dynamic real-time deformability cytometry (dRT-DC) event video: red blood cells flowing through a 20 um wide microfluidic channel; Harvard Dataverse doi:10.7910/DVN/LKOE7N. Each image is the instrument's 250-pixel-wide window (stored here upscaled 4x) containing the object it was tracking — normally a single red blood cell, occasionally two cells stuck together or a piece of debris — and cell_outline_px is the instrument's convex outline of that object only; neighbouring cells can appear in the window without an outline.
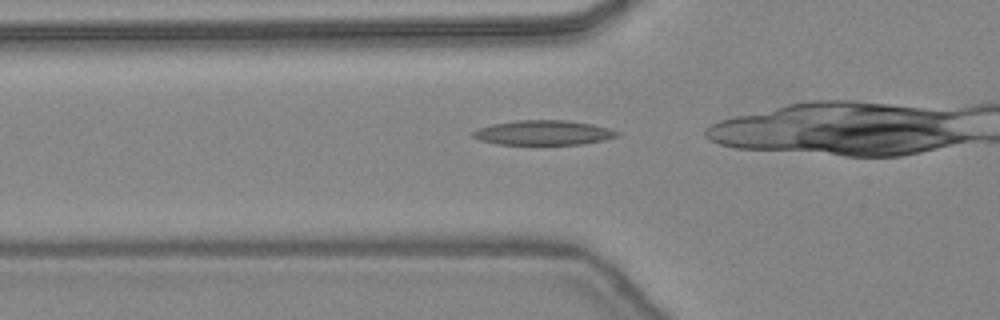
{"species": "common noctule bat (a hibernating species)", "species_latin": "Nyctalus noctula", "temperature_condition": "warm", "stored_images_in_passage": 29, "camera_frame_rate_fps": 3000, "um_per_image_px": 0.085, "animal": {"sex": "female", "body_mass_g": 24.6, "forearm_length_mm": 56.2}, "frame": {"image": 1, "passage_image": 8, "time_ms": 2.333, "image_size_px": [1000, 320], "cell_outline_px": [[620, 136], [604, 140], [584, 144], [496, 144], [480, 140], [472, 136], [472, 132], [480, 128], [492, 124], [516, 120], [564, 120], [592, 124], [608, 128], [620, 132]], "centroid_in_image_um": [46.22, 11.28], "position_along_channel_um": 79.6, "area_um2": 20.69}}
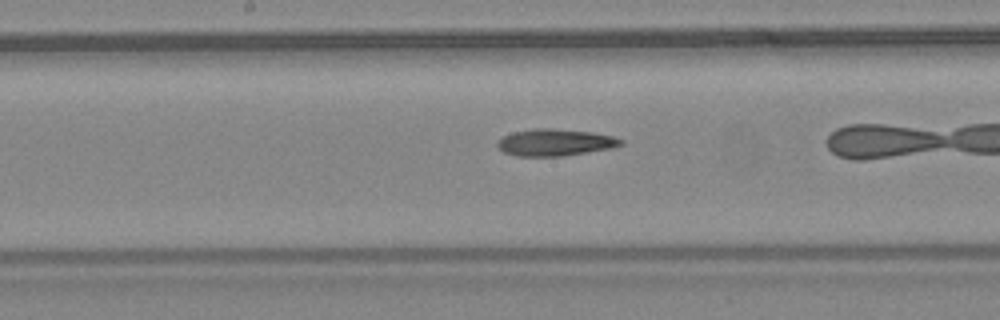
{"frame": {"image": 2, "passage_image": 16, "time_ms": 5.0, "image_size_px": [1000, 320], "cell_outline_px": [[624, 144], [612, 148], [588, 152], [560, 156], [516, 156], [504, 152], [496, 144], [504, 136], [512, 132], [536, 128], [552, 128], [592, 132], [612, 136], [624, 140]], "centroid_in_image_um": [47.21, 12.1], "position_along_channel_um": 201.0, "area_um2": 19.25}}
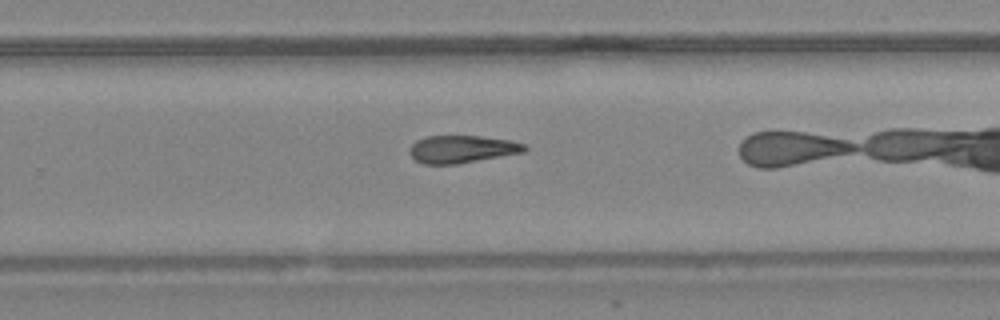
{"frame": {"image": 3, "passage_image": 22, "time_ms": 7.0, "image_size_px": [1000, 320], "cell_outline_px": [[528, 148], [524, 152], [456, 164], [424, 164], [416, 160], [408, 152], [408, 148], [416, 140], [428, 136], [480, 136], [512, 140], [524, 144]], "centroid_in_image_um": [39.25, 12.67], "position_along_channel_um": 290.5, "area_um2": 18.44}}